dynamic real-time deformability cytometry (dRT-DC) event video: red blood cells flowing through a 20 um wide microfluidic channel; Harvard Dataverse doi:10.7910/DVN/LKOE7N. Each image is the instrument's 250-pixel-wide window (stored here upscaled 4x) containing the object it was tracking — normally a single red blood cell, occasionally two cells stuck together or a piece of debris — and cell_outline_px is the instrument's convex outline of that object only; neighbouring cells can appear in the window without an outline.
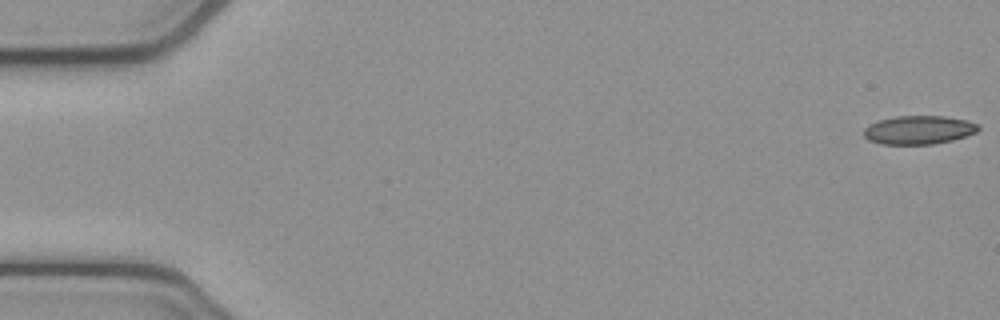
{"species": "common noctule bat (a hibernating species)", "species_latin": "Nyctalus noctula", "temperature_condition": "cold", "stored_images_in_passage": 5, "camera_frame_rate_fps": 3000, "um_per_image_px": 0.085, "animal": {"sex": "female", "body_mass_g": 21.9}, "frame": {"image": 1, "passage_image": 1, "time_ms": 0.0, "image_size_px": [1000, 320], "cell_outline_px": [[980, 128], [976, 132], [952, 140], [932, 144], [880, 144], [868, 140], [864, 136], [864, 128], [868, 124], [880, 120], [896, 116], [944, 116], [968, 120], [976, 124]], "centroid_in_image_um": [78.06, 11.04], "position_along_channel_um": 6.9, "area_um2": 19.02}}
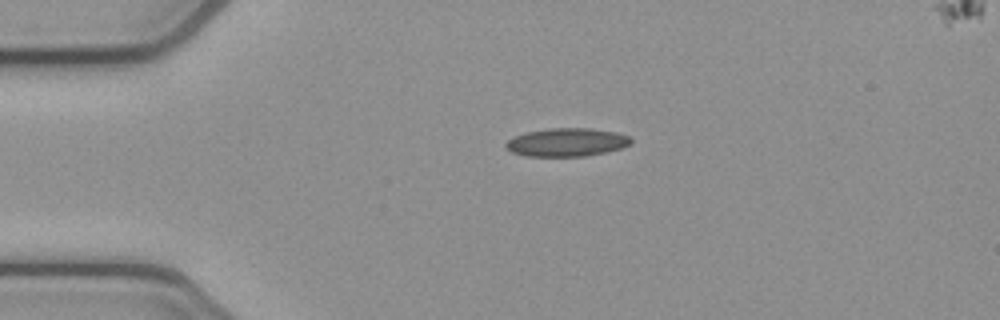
{"frame": {"image": 2, "passage_image": 4, "time_ms": 1.0, "image_size_px": [1000, 320], "cell_outline_px": [[632, 140], [628, 144], [620, 148], [604, 152], [584, 156], [524, 156], [512, 152], [504, 148], [504, 144], [508, 140], [516, 136], [528, 132], [548, 128], [588, 128], [616, 132], [628, 136]], "centroid_in_image_um": [48.12, 12.09], "position_along_channel_um": 36.9, "area_um2": 20.4}}